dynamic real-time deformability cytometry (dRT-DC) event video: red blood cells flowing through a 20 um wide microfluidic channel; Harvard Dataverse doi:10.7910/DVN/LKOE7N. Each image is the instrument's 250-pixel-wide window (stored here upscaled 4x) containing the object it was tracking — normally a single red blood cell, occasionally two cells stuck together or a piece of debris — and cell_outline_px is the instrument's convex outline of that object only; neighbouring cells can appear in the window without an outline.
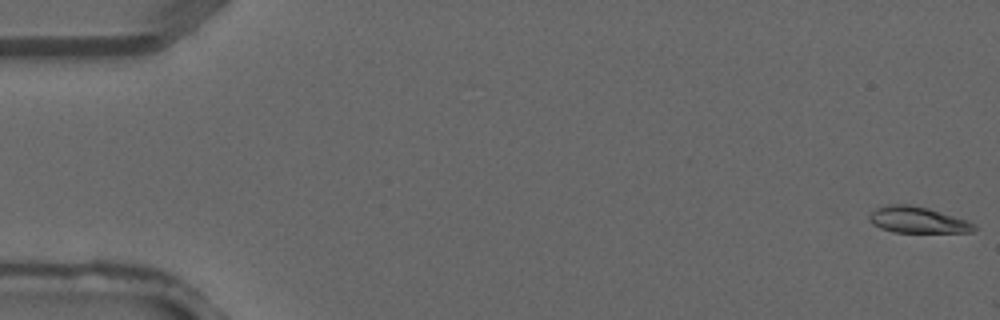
{"species": "common noctule bat (a hibernating species)", "species_latin": "Nyctalus noctula", "temperature_condition": "warm", "stored_images_in_passage": 4, "camera_frame_rate_fps": 3000, "um_per_image_px": 0.085, "animal": {"sex": "male", "forearm_length_mm": 52.5}, "frame": {"image": 1, "passage_image": 1, "time_ms": 0.0, "image_size_px": [1000, 320], "cell_outline_px": [[976, 228], [972, 232], [892, 232], [880, 228], [872, 224], [868, 216], [876, 208], [888, 204], [908, 204], [928, 208], [968, 220], [976, 224]], "centroid_in_image_um": [78.0, 18.69], "position_along_channel_um": 7.0, "area_um2": 16.07}}
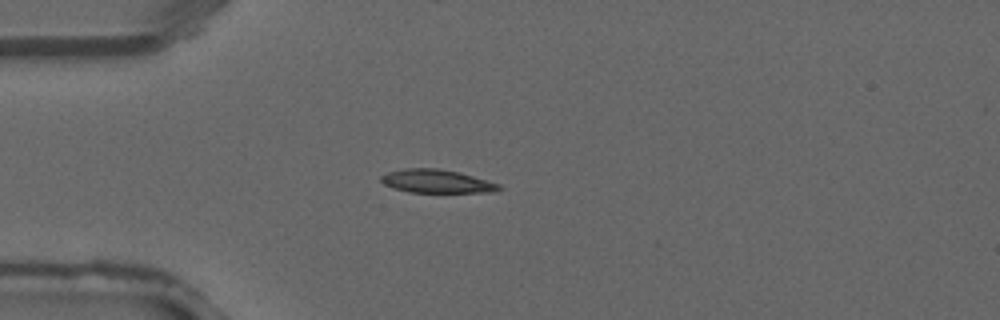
{"frame": {"image": 2, "passage_image": 3, "time_ms": 0.667, "image_size_px": [1000, 320], "cell_outline_px": [[504, 188], [496, 192], [408, 192], [392, 188], [384, 184], [380, 180], [380, 176], [388, 172], [404, 168], [440, 168], [460, 172], [500, 184]], "centroid_in_image_um": [37.13, 15.4], "position_along_channel_um": 47.9, "area_um2": 16.24}}